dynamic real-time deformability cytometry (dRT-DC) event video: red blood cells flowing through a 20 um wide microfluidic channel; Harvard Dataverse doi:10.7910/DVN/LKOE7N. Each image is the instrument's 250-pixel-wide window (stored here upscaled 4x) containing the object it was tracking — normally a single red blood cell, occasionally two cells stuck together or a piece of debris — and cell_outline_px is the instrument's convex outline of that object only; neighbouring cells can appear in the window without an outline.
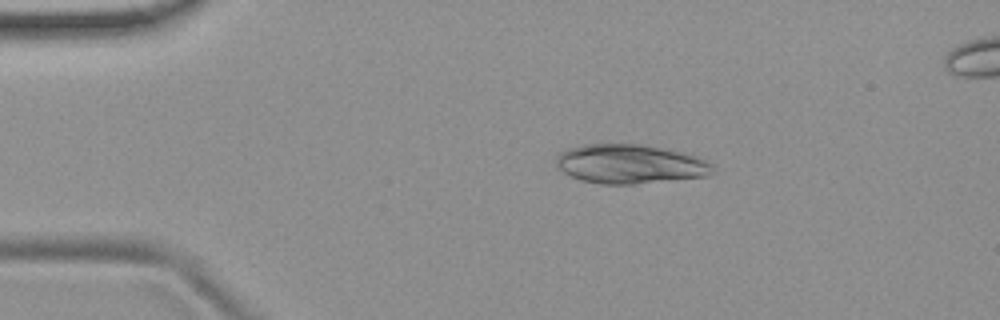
{"species": "common noctule bat (a hibernating species)", "species_latin": "Nyctalus noctula", "temperature_condition": "room temperature", "stored_images_in_passage": 50, "camera_frame_rate_fps": 3000, "um_per_image_px": 0.085, "animal": {"sex": "female", "body_mass_g": 19.9}, "frame": {"image": 1, "passage_image": 6, "time_ms": 1.667, "image_size_px": [1000, 320], "cell_outline_px": [[716, 172], [708, 176], [632, 184], [600, 184], [580, 180], [564, 172], [556, 164], [556, 156], [560, 152], [568, 148], [584, 144], [644, 144], [684, 152], [696, 156], [712, 164]], "centroid_in_image_um": [53.57, 13.93], "position_along_channel_um": 31.4, "area_um2": 35.89}}